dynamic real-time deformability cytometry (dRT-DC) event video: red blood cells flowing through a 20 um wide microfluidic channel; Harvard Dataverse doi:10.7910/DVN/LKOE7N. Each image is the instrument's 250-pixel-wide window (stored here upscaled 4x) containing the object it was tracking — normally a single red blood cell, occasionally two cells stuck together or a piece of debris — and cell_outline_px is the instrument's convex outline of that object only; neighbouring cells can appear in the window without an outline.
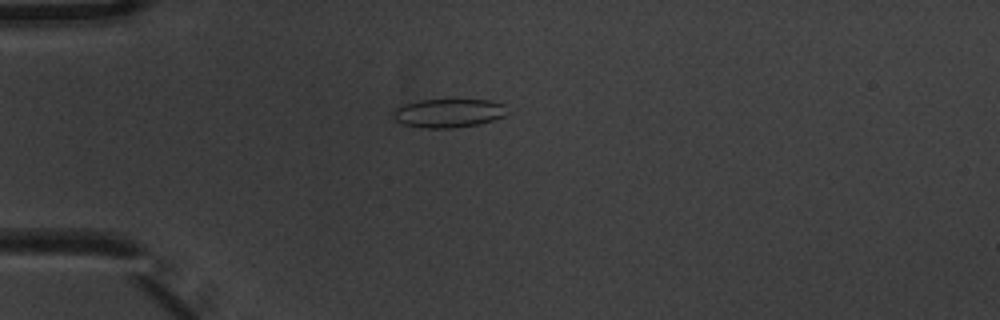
{"species": "common noctule bat (a hibernating species)", "species_latin": "Nyctalus noctula", "temperature_condition": "warm", "stored_images_in_passage": 3, "camera_frame_rate_fps": 3000, "um_per_image_px": 0.085, "animal": {"sex": "male", "body_mass_g": 20.1, "forearm_length_mm": 53.5}, "frame": {"image": 1, "passage_image": 2, "time_ms": 0.333, "image_size_px": [1000, 320], "cell_outline_px": [[504, 116], [492, 120], [476, 124], [452, 128], [420, 128], [404, 124], [396, 120], [392, 116], [392, 112], [400, 104], [420, 100], [452, 96], [488, 100], [504, 104]], "centroid_in_image_um": [38.06, 9.55], "position_along_channel_um": 46.9, "area_um2": 19.88}}